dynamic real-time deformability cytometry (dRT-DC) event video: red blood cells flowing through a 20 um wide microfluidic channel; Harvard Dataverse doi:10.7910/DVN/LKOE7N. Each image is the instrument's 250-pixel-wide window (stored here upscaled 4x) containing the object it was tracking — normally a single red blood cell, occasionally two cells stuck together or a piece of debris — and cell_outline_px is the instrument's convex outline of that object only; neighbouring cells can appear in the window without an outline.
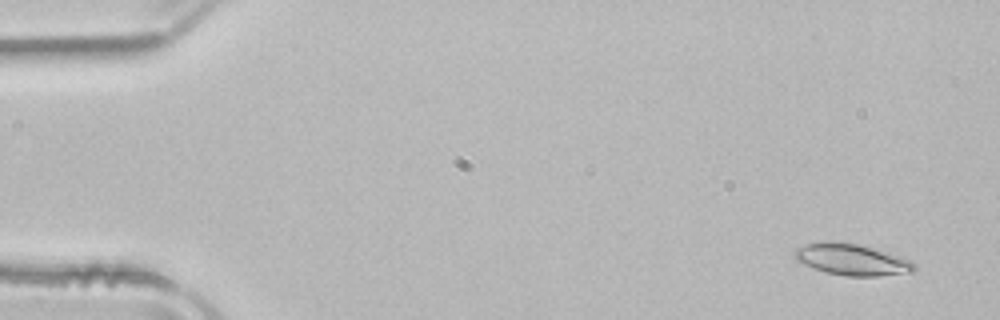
{"species": "common noctule bat (a hibernating species)", "species_latin": "Nyctalus noctula", "temperature_condition": "room temperature", "stored_images_in_passage": 8, "camera_frame_rate_fps": 3000, "um_per_image_px": 0.085, "animal": {"sex": "male", "body_mass_g": 21.5, "forearm_length_mm": 52.0}, "frame": {"image": 1, "passage_image": 1, "time_ms": 0.0, "image_size_px": [1000, 320], "cell_outline_px": [[916, 268], [912, 272], [880, 276], [844, 276], [824, 272], [804, 264], [796, 260], [792, 252], [796, 248], [804, 244], [820, 240], [824, 240], [860, 244], [888, 252], [908, 260], [916, 264]], "centroid_in_image_um": [72.35, 22.05], "position_along_channel_um": 12.7, "area_um2": 22.2}}
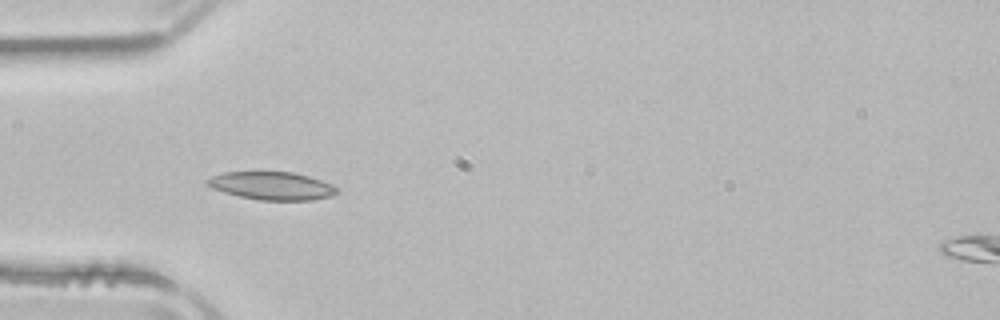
{"frame": {"image": 2, "passage_image": 4, "time_ms": 1.0, "image_size_px": [1000, 320], "cell_outline_px": [[340, 192], [332, 196], [312, 200], [260, 200], [240, 196], [224, 192], [212, 188], [204, 180], [212, 176], [224, 172], [292, 172], [308, 176], [332, 184], [340, 188]], "centroid_in_image_um": [23.15, 15.79], "position_along_channel_um": 61.8, "area_um2": 21.15}}
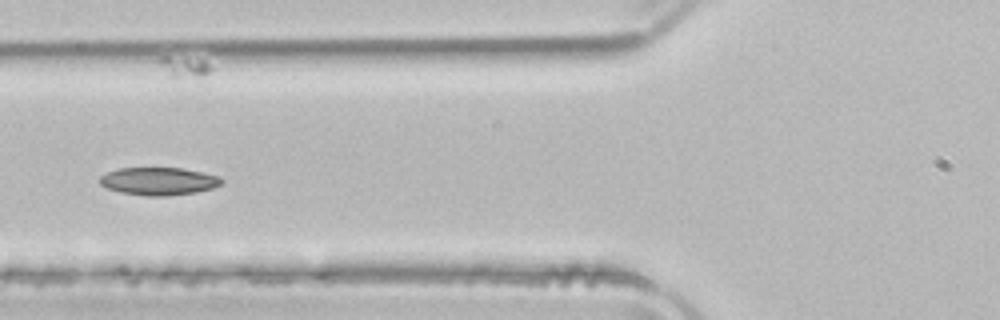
{"frame": {"image": 3, "passage_image": 5, "time_ms": 1.333, "image_size_px": [1000, 320], "cell_outline_px": [[224, 180], [220, 184], [212, 188], [196, 192], [168, 196], [144, 196], [120, 192], [108, 188], [100, 184], [100, 176], [108, 172], [120, 168], [180, 168], [220, 176]], "centroid_in_image_um": [13.49, 15.41], "position_along_channel_um": 112.3, "area_um2": 19.59}}